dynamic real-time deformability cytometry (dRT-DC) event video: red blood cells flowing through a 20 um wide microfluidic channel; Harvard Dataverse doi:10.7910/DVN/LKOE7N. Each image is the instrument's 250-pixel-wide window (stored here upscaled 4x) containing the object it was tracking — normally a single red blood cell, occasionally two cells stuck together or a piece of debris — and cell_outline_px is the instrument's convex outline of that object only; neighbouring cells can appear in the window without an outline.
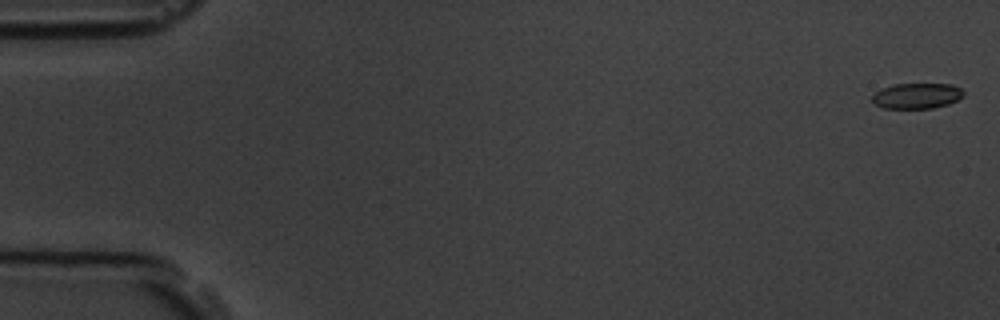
{"species": "common noctule bat (a hibernating species)", "species_latin": "Nyctalus noctula", "temperature_condition": "room temperature", "stored_images_in_passage": 6, "segment_of_instrument_passage": [1, 2], "camera_frame_rate_fps": 3000, "um_per_image_px": 0.085, "animal": {"sex": "male", "body_mass_g": 19.5, "forearm_length_mm": 54.6}, "frame": {"image": 1, "passage_image": 1, "time_ms": 0.0, "image_size_px": [1000, 320], "cell_outline_px": [[964, 96], [948, 104], [932, 108], [884, 108], [876, 104], [872, 100], [872, 96], [876, 92], [892, 84], [952, 84], [960, 88], [964, 92]], "centroid_in_image_um": [77.95, 8.14], "position_along_channel_um": 7.0, "area_um2": 13.47}}
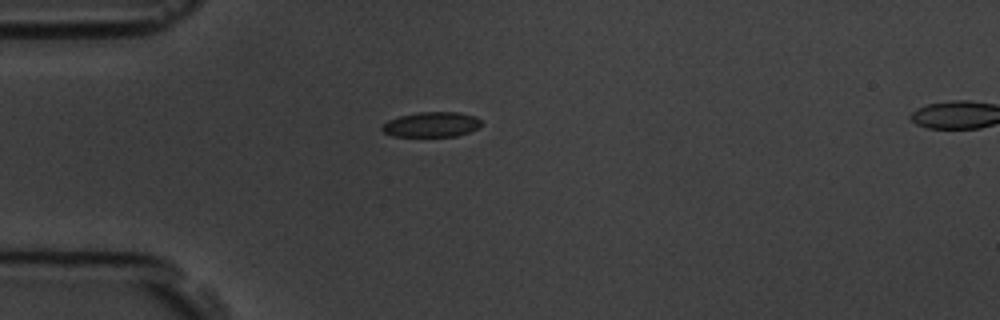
{"frame": {"image": 2, "passage_image": 5, "time_ms": 4.667, "image_size_px": [1000, 320], "cell_outline_px": [[480, 124], [476, 128], [468, 132], [456, 136], [392, 136], [384, 132], [380, 128], [388, 120], [400, 116], [420, 112], [460, 112], [476, 116], [480, 120]], "centroid_in_image_um": [36.66, 10.58], "position_along_channel_um": 48.3, "area_um2": 14.33}}